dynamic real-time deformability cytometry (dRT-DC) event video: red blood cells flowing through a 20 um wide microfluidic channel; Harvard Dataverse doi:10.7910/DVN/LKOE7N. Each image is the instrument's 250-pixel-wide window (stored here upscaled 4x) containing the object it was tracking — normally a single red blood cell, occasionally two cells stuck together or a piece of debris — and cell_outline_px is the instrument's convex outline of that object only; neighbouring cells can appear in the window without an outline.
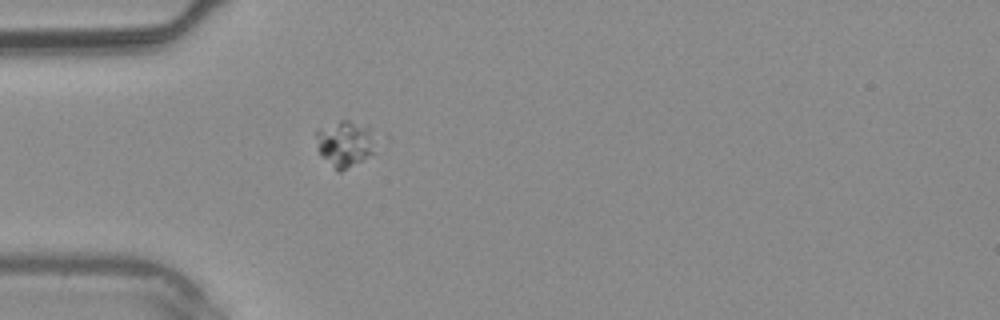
{"species": "common noctule bat (a hibernating species)", "species_latin": "Nyctalus noctula", "temperature_condition": "warm", "stored_images_in_passage": 1, "camera_frame_rate_fps": 3000, "um_per_image_px": 0.085, "animal": {"sex": "male", "body_mass_g": 20.4}, "frame": {"image": 1, "passage_image": 1, "time_ms": 0.0, "image_size_px": [1000, 320], "cell_outline_px": [[380, 148], [376, 152], [340, 172], [336, 172], [316, 148], [316, 128], [340, 120], [348, 120], [368, 124]], "centroid_in_image_um": [29.37, 12.18], "position_along_channel_um": 55.6, "area_um2": 16.7}}